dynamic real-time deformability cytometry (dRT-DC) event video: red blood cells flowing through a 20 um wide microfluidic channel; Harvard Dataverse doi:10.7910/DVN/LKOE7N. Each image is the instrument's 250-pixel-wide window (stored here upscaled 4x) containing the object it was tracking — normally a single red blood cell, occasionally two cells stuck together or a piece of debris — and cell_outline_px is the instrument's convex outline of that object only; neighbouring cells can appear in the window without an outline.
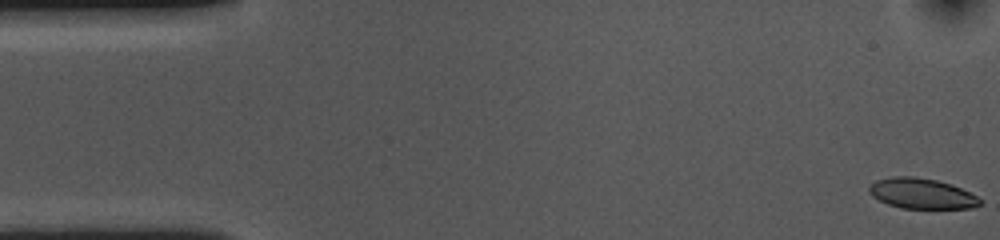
{"species": "common noctule bat (a hibernating species)", "species_latin": "Nyctalus noctula", "temperature_condition": "cold", "stored_images_in_passage": 55, "camera_frame_rate_fps": 3000, "um_per_image_px": 0.085, "animal": {"sex": "female", "body_mass_g": 10.0, "forearm_length_mm": 53.1}, "frame": {"image": 1, "passage_image": 1, "time_ms": 0.0, "image_size_px": [1000, 240], "cell_outline_px": [[980, 204], [972, 208], [900, 208], [888, 204], [872, 196], [868, 192], [868, 188], [876, 180], [888, 176], [912, 176], [936, 180], [952, 184], [976, 196], [980, 200]], "centroid_in_image_um": [78.29, 16.44], "position_along_channel_um": 6.7, "area_um2": 19.54}}
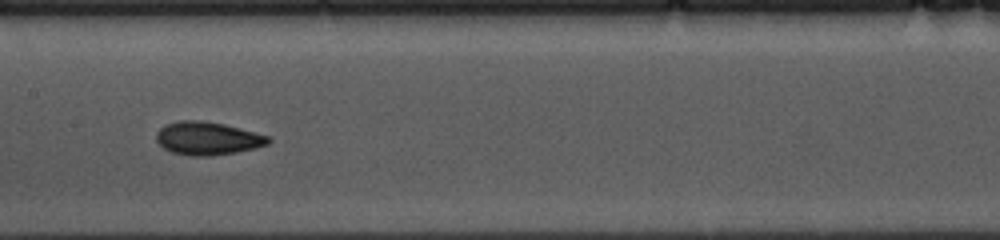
{"frame": {"image": 2, "passage_image": 26, "time_ms": 8.333, "image_size_px": [1000, 240], "cell_outline_px": [[272, 140], [268, 144], [256, 148], [236, 152], [208, 156], [192, 156], [172, 152], [164, 148], [156, 140], [156, 132], [164, 124], [180, 120], [204, 120], [224, 124], [240, 128], [268, 136]], "centroid_in_image_um": [17.63, 11.75], "position_along_channel_um": 189.8, "area_um2": 21.68}}
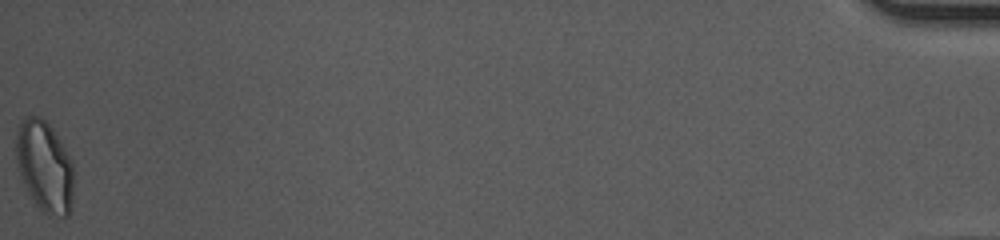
{"frame": {"image": 3, "passage_image": 55, "time_ms": 18.0, "image_size_px": [1000, 240], "cell_outline_px": [[72, 208], [68, 216], [64, 220], [48, 216], [32, 200], [24, 184], [20, 172], [16, 156], [16, 136], [20, 120], [24, 116], [40, 116], [52, 128], [60, 140], [72, 160]], "centroid_in_image_um": [3.8, 14.18], "position_along_channel_um": 431.4, "area_um2": 30.81}, "authors_computed_cell_mechanics": {"area_um2": 20.9814, "velocity_mm_per_s": 3.6016, "shape_relaxation_time_tau1_ms": 4.5614, "shape_relaxation_time_tau2_ms": 3.3595, "deformation_change_tau1": 0.1193, "deformation_change_tau2": 0.081}}